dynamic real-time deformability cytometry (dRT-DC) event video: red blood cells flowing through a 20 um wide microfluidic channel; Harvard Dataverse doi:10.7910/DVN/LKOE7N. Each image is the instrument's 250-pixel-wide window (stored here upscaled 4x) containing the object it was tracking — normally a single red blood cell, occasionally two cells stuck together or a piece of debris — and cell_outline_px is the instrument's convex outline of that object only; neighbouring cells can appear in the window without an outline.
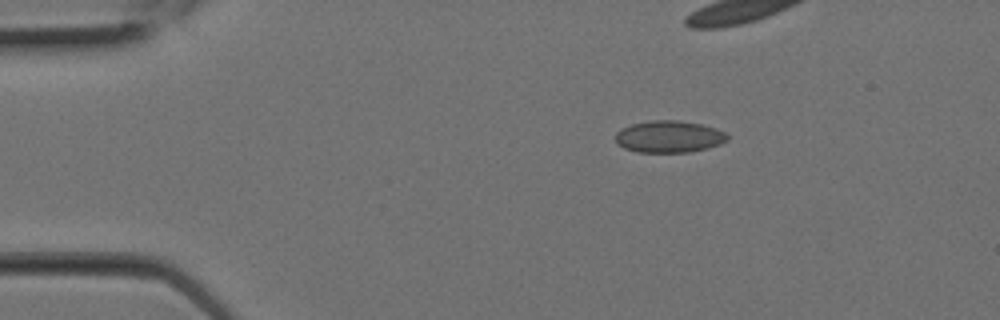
{"species": "Egyptian fruit bat (a non-hibernating species)", "species_latin": "Rousettus aegyptiacus", "temperature_condition": "room temperature", "stored_images_in_passage": 2, "camera_frame_rate_fps": 3000, "um_per_image_px": 0.085, "animal": {"sex": "female"}, "frame": {"image": 1, "passage_image": 1, "time_ms": 0.0, "image_size_px": [1000, 320], "cell_outline_px": [[728, 140], [720, 144], [708, 148], [688, 152], [636, 152], [624, 148], [616, 144], [616, 132], [620, 128], [632, 124], [648, 120], [680, 120], [700, 124], [716, 128], [724, 132], [728, 136]], "centroid_in_image_um": [56.84, 11.61], "position_along_channel_um": 28.2, "area_um2": 20.98}}